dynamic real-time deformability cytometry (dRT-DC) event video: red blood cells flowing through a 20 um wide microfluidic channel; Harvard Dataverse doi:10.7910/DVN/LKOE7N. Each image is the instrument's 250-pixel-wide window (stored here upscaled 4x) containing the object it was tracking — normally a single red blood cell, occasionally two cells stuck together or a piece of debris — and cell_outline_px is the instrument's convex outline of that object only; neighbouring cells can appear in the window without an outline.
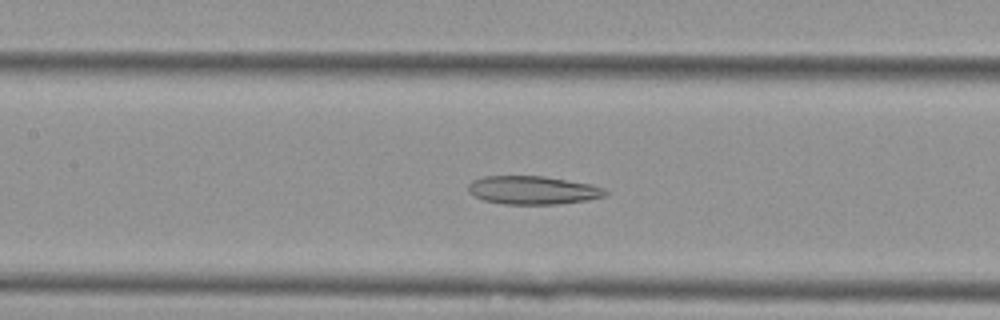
{"species": "Egyptian fruit bat (a non-hibernating species)", "species_latin": "Rousettus aegyptiacus", "temperature_condition": "cold", "stored_images_in_passage": 53, "camera_frame_rate_fps": 3000, "um_per_image_px": 0.085, "animal": {"sex": "female"}, "frame": {"image": 1, "passage_image": 23, "time_ms": 7.333, "image_size_px": [1000, 320], "cell_outline_px": [[608, 192], [604, 196], [588, 200], [556, 204], [504, 204], [484, 200], [468, 192], [468, 184], [472, 180], [484, 176], [544, 176], [592, 184], [604, 188]], "centroid_in_image_um": [45.29, 16.16], "position_along_channel_um": 162.1, "area_um2": 22.66}}
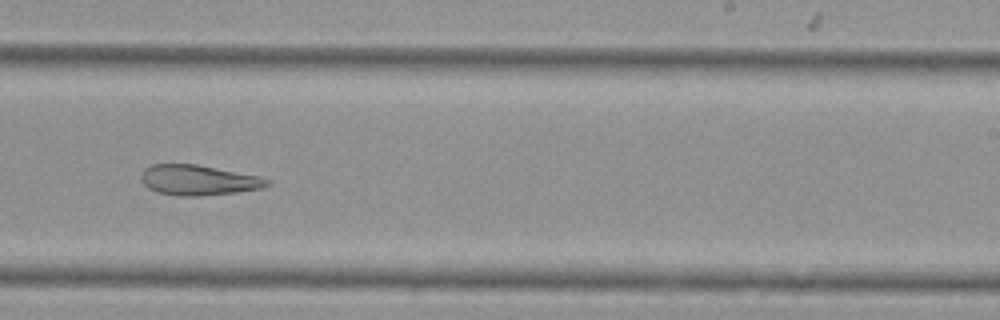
{"frame": {"image": 2, "passage_image": 32, "time_ms": 10.333, "image_size_px": [1000, 320], "cell_outline_px": [[272, 184], [260, 188], [236, 192], [196, 196], [176, 196], [160, 192], [148, 188], [140, 180], [140, 176], [144, 168], [152, 164], [196, 164], [260, 176], [272, 180]], "centroid_in_image_um": [16.86, 15.3], "position_along_channel_um": 272.1, "area_um2": 22.25}}
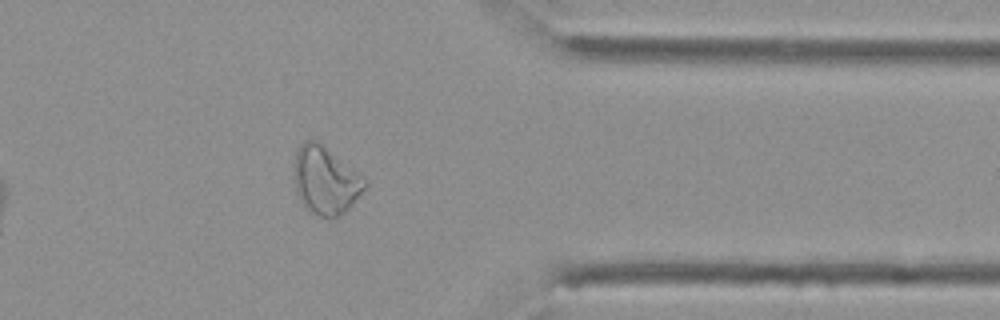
{"frame": {"image": 3, "passage_image": 42, "time_ms": 13.667, "image_size_px": [1000, 320], "cell_outline_px": [[368, 184], [352, 204], [340, 216], [332, 220], [308, 212], [300, 200], [296, 192], [292, 180], [296, 152], [300, 144], [304, 140], [316, 140], [364, 176], [368, 180]], "centroid_in_image_um": [27.64, 15.36], "position_along_channel_um": 383.8, "area_um2": 28.38}, "authors_computed_cell_mechanics": {"area_um2": 28.3798, "velocity_mm_per_s": 3.6891, "shape_relaxation_time_tau1_ms": null, "shape_relaxation_time_tau2_ms": 7.6333, "deformation_change_tau1": null, "deformation_change_tau2": 0.1703}}